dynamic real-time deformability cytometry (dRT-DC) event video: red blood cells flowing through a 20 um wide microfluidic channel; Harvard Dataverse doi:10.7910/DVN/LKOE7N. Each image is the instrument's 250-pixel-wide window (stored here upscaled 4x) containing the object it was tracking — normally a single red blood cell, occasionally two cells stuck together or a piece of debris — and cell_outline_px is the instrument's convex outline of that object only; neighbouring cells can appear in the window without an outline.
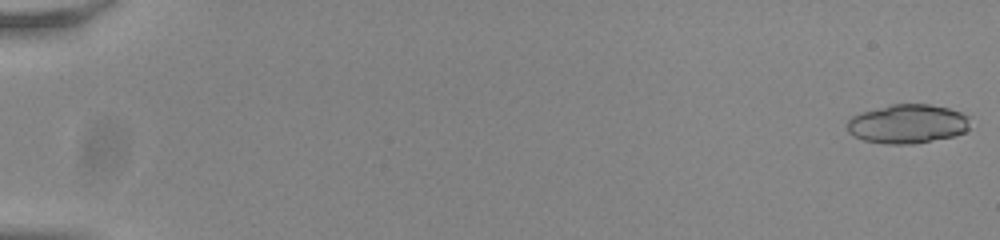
{"species": "common noctule bat (a hibernating species)", "species_latin": "Nyctalus noctula", "temperature_condition": "room temperature", "stored_images_in_passage": 55, "camera_frame_rate_fps": 3000, "um_per_image_px": 0.085, "animal": {"sex": "male", "body_mass_g": 20.0, "forearm_length_mm": 53.3}, "frame": {"image": 1, "passage_image": 1, "time_ms": 0.0, "image_size_px": [1000, 240], "cell_outline_px": [[968, 128], [964, 132], [956, 136], [912, 144], [888, 144], [864, 140], [852, 136], [848, 132], [848, 120], [852, 116], [860, 112], [892, 104], [928, 104], [948, 108], [960, 112], [968, 116]], "centroid_in_image_um": [77.12, 10.53], "position_along_channel_um": 7.9, "area_um2": 27.98}}
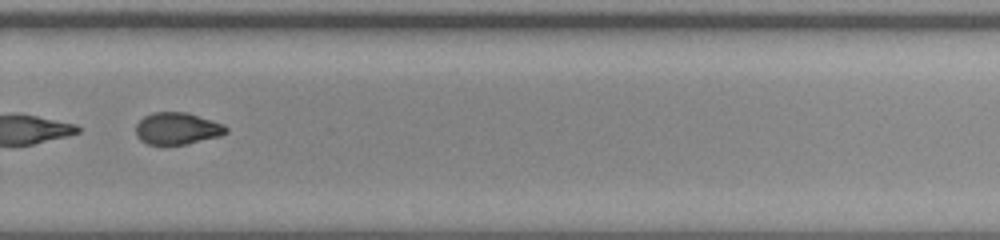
{"frame": {"image": 2, "passage_image": 40, "time_ms": 13.0, "image_size_px": [1000, 240], "cell_outline_px": [[228, 132], [220, 136], [188, 144], [148, 144], [140, 140], [136, 136], [136, 124], [144, 116], [152, 112], [188, 112], [224, 124], [228, 128]], "centroid_in_image_um": [15.08, 10.91], "position_along_channel_um": 314.7, "area_um2": 16.94}, "authors_computed_cell_mechanics": {"area_um2": 28.5532, "velocity_mm_per_s": 3.8529, "shape_relaxation_time_tau1_ms": null, "shape_relaxation_time_tau2_ms": 1.3503, "deformation_change_tau1": null, "deformation_change_tau2": 0.0665}}